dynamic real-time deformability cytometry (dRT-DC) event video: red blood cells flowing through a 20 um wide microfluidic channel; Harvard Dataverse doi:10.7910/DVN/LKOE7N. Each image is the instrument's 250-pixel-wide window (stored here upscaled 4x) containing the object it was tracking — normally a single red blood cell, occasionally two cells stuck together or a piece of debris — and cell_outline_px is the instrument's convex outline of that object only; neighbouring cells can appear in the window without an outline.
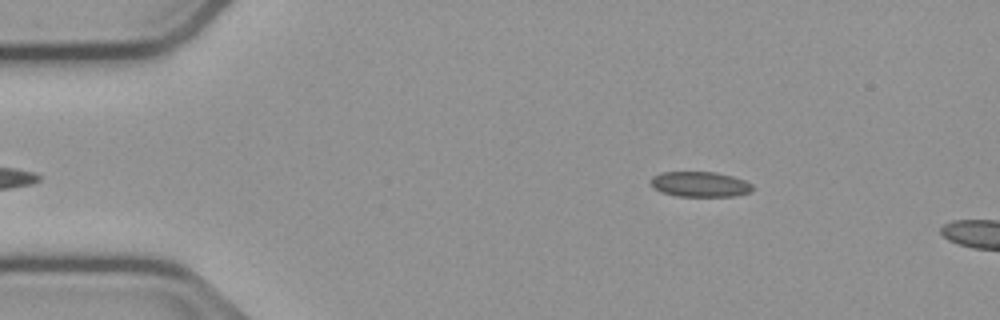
{"species": "common noctule bat (a hibernating species)", "species_latin": "Nyctalus noctula", "temperature_condition": "cold", "stored_images_in_passage": 47, "camera_frame_rate_fps": 3000, "um_per_image_px": 0.085, "animal": {"sex": "male", "body_mass_g": 23.1, "forearm_length_mm": 52.7}, "frame": {"image": 1, "passage_image": 3, "time_ms": 0.667, "image_size_px": [1000, 320], "cell_outline_px": [[752, 192], [736, 196], [676, 196], [660, 192], [652, 188], [652, 176], [660, 172], [716, 172], [732, 176], [744, 180], [752, 184]], "centroid_in_image_um": [59.49, 15.66], "position_along_channel_um": 25.5, "area_um2": 15.09}}
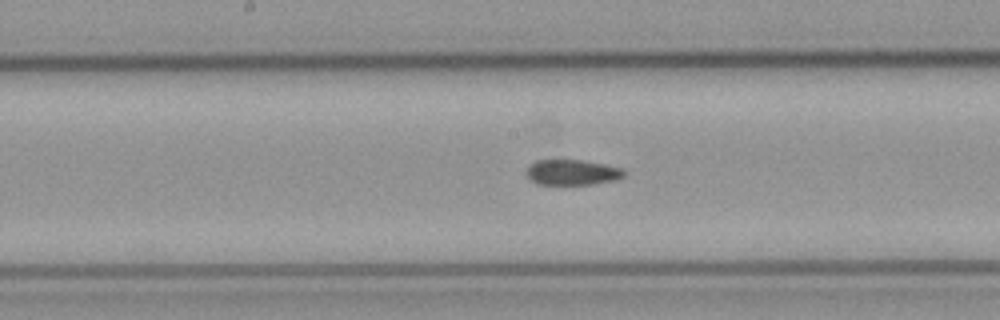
{"frame": {"image": 2, "passage_image": 22, "time_ms": 7.0, "image_size_px": [1000, 320], "cell_outline_px": [[628, 172], [624, 176], [616, 180], [592, 184], [536, 184], [528, 180], [524, 172], [528, 164], [536, 160], [580, 160], [604, 164], [624, 168]], "centroid_in_image_um": [48.6, 14.65], "position_along_channel_um": 199.6, "area_um2": 14.85}}
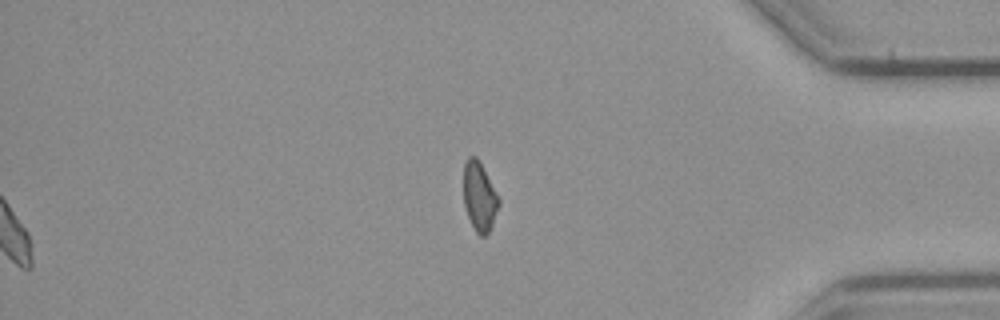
{"frame": {"image": 3, "passage_image": 40, "time_ms": 13.0, "image_size_px": [1000, 320], "cell_outline_px": [[500, 204], [492, 224], [488, 232], [484, 236], [480, 236], [476, 232], [468, 216], [464, 204], [464, 164], [468, 156], [476, 156], [496, 192], [500, 200]], "centroid_in_image_um": [40.75, 16.71], "position_along_channel_um": 394.5, "area_um2": 13.87}, "authors_computed_cell_mechanics": {"area_um2": 15.0858, "velocity_mm_per_s": 3.7672, "shape_relaxation_time_tau1_ms": null, "shape_relaxation_time_tau2_ms": 4.4325, "deformation_change_tau1": null, "deformation_change_tau2": 0.101}}